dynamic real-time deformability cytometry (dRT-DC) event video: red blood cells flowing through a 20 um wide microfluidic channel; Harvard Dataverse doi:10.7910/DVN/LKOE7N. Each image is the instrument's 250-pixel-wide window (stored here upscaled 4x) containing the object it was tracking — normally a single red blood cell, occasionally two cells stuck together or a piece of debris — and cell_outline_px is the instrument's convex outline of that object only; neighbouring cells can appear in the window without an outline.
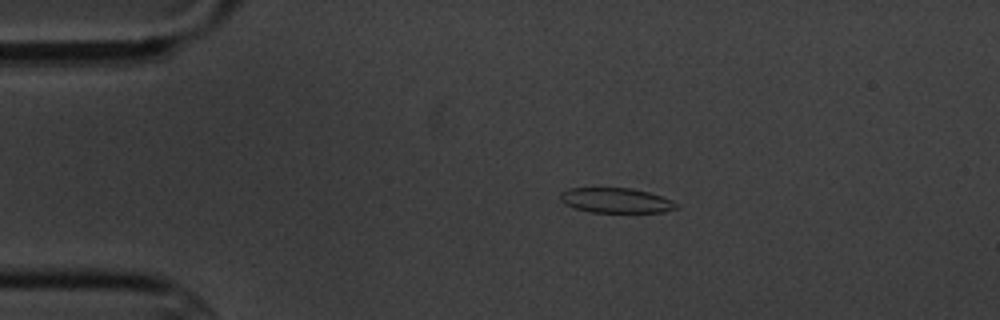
{"species": "common noctule bat (a hibernating species)", "species_latin": "Nyctalus noctula", "temperature_condition": "cold", "stored_images_in_passage": 10, "camera_frame_rate_fps": 3000, "um_per_image_px": 0.085, "animal": {"sex": "male", "body_mass_g": 20.1, "forearm_length_mm": 53.5}, "frame": {"image": 1, "passage_image": 2, "time_ms": 1.333, "image_size_px": [1000, 320], "cell_outline_px": [[680, 208], [664, 212], [592, 212], [576, 208], [564, 204], [560, 200], [560, 192], [568, 188], [632, 188], [648, 192], [672, 200], [680, 204]], "centroid_in_image_um": [52.39, 17.03], "position_along_channel_um": 32.6, "area_um2": 16.99}}
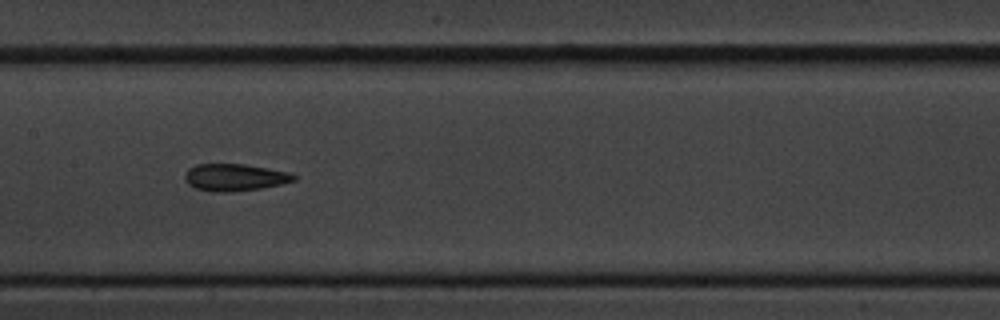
{"frame": {"image": 2, "passage_image": 7, "time_ms": 7.0, "image_size_px": [1000, 320], "cell_outline_px": [[296, 180], [280, 184], [260, 188], [228, 192], [212, 192], [196, 188], [188, 184], [184, 176], [188, 168], [196, 164], [244, 164], [288, 172], [296, 176]], "centroid_in_image_um": [19.92, 15.07], "position_along_channel_um": 187.5, "area_um2": 17.05}}
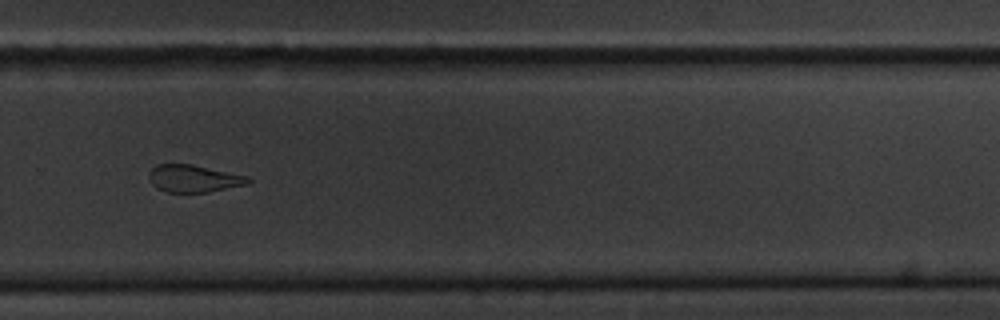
{"frame": {"image": 3, "passage_image": 10, "time_ms": 10.667, "image_size_px": [1000, 320], "cell_outline_px": [[252, 180], [248, 184], [208, 192], [168, 192], [156, 188], [152, 184], [148, 176], [148, 172], [156, 164], [192, 164], [248, 176]], "centroid_in_image_um": [16.45, 15.17], "position_along_channel_um": 313.3, "area_um2": 15.84}}